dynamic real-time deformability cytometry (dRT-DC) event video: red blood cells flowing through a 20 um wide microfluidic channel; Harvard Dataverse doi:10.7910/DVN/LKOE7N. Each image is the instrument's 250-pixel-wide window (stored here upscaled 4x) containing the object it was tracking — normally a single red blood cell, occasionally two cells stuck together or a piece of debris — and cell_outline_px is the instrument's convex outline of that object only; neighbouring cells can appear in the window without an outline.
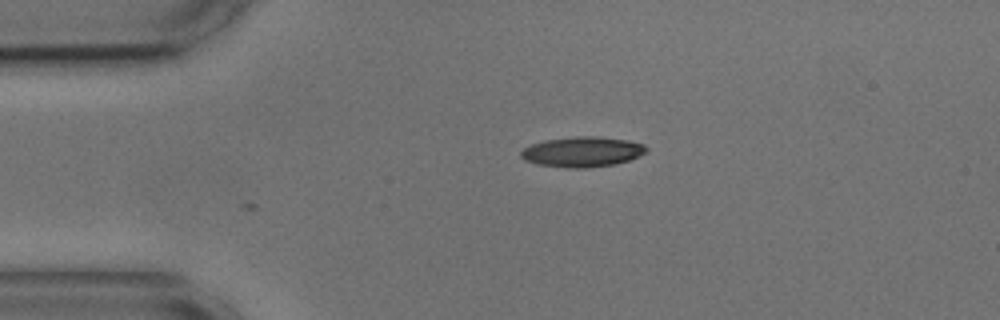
{"species": "common noctule bat (a hibernating species)", "species_latin": "Nyctalus noctula", "temperature_condition": "cold", "stored_images_in_passage": 3, "camera_frame_rate_fps": 3000, "um_per_image_px": 0.085, "animal": {"sex": "male", "body_mass_g": 17.9, "forearm_length_mm": 54.2}, "frame": {"image": 1, "passage_image": 3, "time_ms": 0.667, "image_size_px": [1000, 320], "cell_outline_px": [[648, 152], [628, 160], [616, 164], [588, 168], [568, 168], [536, 164], [524, 160], [520, 156], [520, 152], [524, 148], [532, 144], [544, 140], [576, 136], [596, 136], [628, 140], [644, 144], [648, 148]], "centroid_in_image_um": [49.5, 12.9], "position_along_channel_um": 35.5, "area_um2": 22.25}}